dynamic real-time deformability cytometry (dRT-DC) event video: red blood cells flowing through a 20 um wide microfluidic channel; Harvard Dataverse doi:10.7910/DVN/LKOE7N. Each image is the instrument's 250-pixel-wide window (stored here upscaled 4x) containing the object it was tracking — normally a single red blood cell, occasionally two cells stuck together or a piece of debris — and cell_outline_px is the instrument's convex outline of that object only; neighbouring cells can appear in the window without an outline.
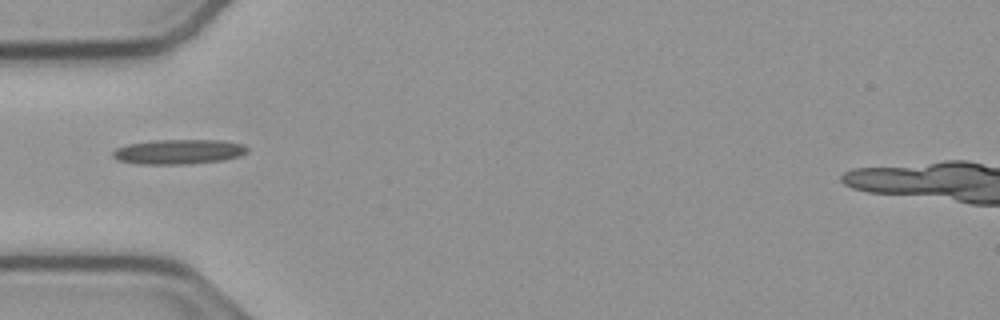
{"species": "common noctule bat (a hibernating species)", "species_latin": "Nyctalus noctula", "temperature_condition": "cold", "stored_images_in_passage": 9, "camera_frame_rate_fps": 3000, "um_per_image_px": 0.085, "animal": {"sex": "male", "body_mass_g": 23.1, "forearm_length_mm": 52.7}, "frame": {"image": 1, "passage_image": 1, "time_ms": 0.0, "image_size_px": [1000, 320], "cell_outline_px": [[248, 152], [240, 156], [224, 160], [188, 164], [136, 164], [116, 160], [112, 156], [112, 152], [116, 148], [128, 144], [156, 140], [220, 140], [244, 144], [248, 148]], "centroid_in_image_um": [15.19, 12.9], "position_along_channel_um": 69.8, "area_um2": 19.59}}
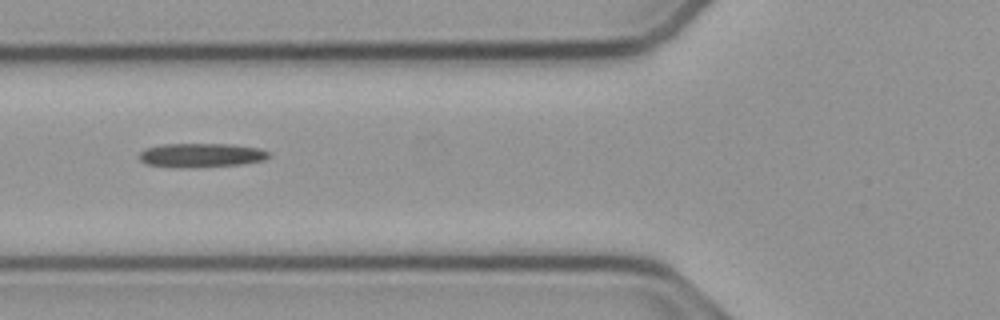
{"frame": {"image": 2, "passage_image": 4, "time_ms": 1.0, "image_size_px": [1000, 320], "cell_outline_px": [[268, 156], [264, 160], [240, 164], [196, 168], [180, 168], [148, 164], [140, 160], [140, 152], [144, 148], [164, 144], [228, 144], [260, 148], [268, 152]], "centroid_in_image_um": [17.07, 13.2], "position_along_channel_um": 108.7, "area_um2": 18.15}}
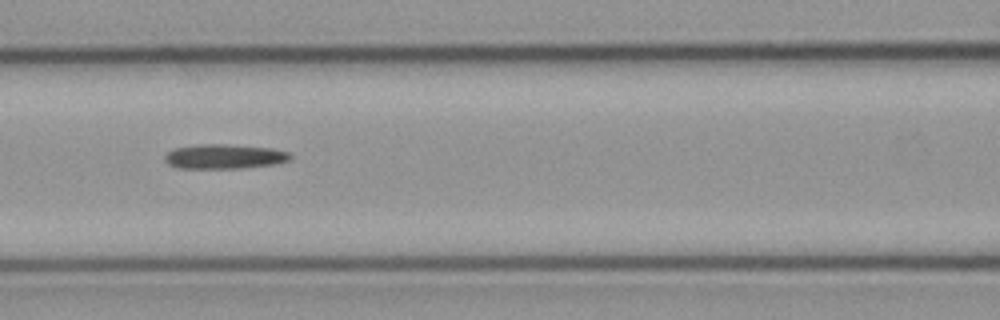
{"frame": {"image": 3, "passage_image": 7, "time_ms": 2.0, "image_size_px": [1000, 320], "cell_outline_px": [[292, 156], [288, 160], [276, 164], [240, 168], [176, 168], [168, 164], [164, 160], [164, 156], [168, 152], [176, 148], [200, 144], [224, 144], [272, 148], [288, 152]], "centroid_in_image_um": [19.05, 13.3], "position_along_channel_um": 147.5, "area_um2": 17.92}}